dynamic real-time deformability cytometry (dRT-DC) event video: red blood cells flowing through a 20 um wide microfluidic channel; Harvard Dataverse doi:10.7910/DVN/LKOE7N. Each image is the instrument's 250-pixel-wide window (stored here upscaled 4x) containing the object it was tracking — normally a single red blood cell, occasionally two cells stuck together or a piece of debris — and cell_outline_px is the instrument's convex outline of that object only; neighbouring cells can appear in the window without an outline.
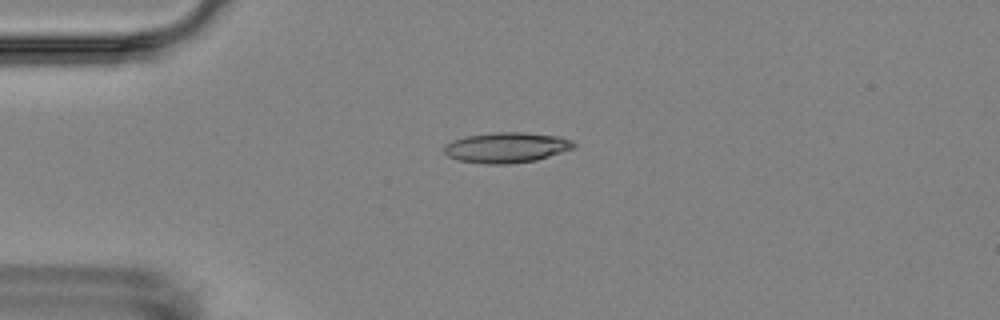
{"species": "Egyptian fruit bat (a non-hibernating species)", "species_latin": "Rousettus aegyptiacus", "temperature_condition": "room temperature", "stored_images_in_passage": 5, "camera_frame_rate_fps": 3000, "um_per_image_px": 0.085, "animal": {"sex": "female"}, "frame": {"image": 1, "passage_image": 2, "time_ms": 2.0, "image_size_px": [1000, 320], "cell_outline_px": [[576, 148], [536, 160], [512, 164], [484, 164], [460, 160], [448, 156], [444, 152], [444, 144], [452, 140], [468, 136], [492, 132], [524, 132], [560, 136], [572, 140], [576, 144]], "centroid_in_image_um": [43.08, 12.54], "position_along_channel_um": 41.9, "area_um2": 23.18}}
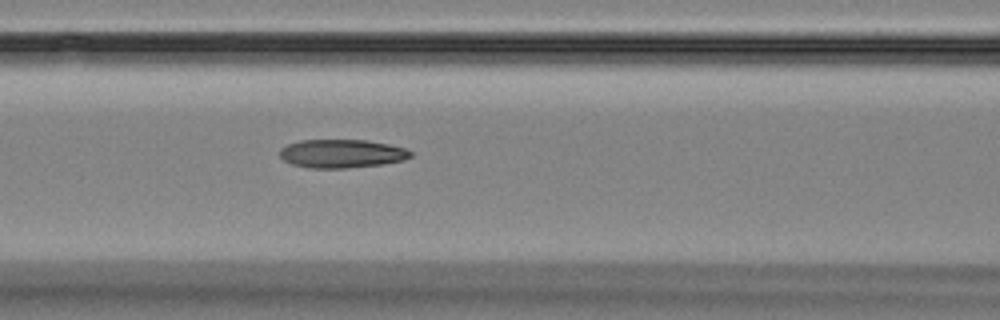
{"frame": {"image": 2, "passage_image": 5, "time_ms": 5.333, "image_size_px": [1000, 320], "cell_outline_px": [[412, 156], [404, 160], [380, 164], [348, 168], [308, 168], [292, 164], [284, 160], [280, 156], [280, 148], [288, 144], [300, 140], [368, 140], [388, 144], [404, 148], [412, 152]], "centroid_in_image_um": [29.03, 13.05], "position_along_channel_um": 137.6, "area_um2": 21.68}}